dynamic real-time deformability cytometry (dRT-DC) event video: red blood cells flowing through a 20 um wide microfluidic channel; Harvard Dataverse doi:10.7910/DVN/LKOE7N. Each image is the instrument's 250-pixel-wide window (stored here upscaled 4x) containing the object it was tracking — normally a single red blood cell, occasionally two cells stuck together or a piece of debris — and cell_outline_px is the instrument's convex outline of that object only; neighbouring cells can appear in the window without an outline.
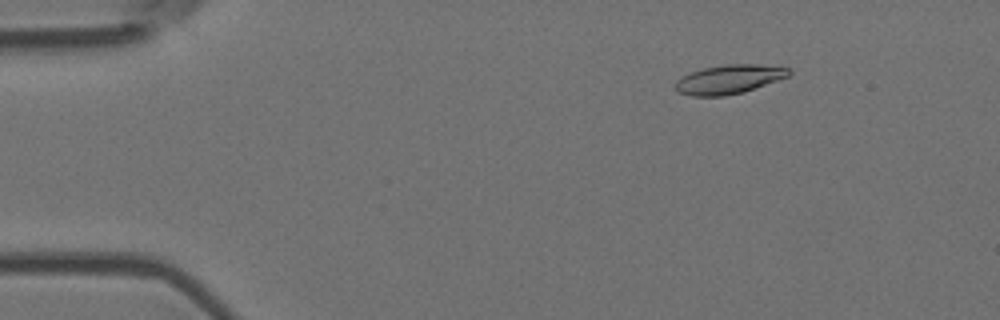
{"species": "Egyptian fruit bat (a non-hibernating species)", "species_latin": "Rousettus aegyptiacus", "temperature_condition": "room temperature", "stored_images_in_passage": 4, "segment_of_instrument_passage": [2, 2], "camera_frame_rate_fps": 3000, "um_per_image_px": 0.085, "animal": {"sex": "female"}, "frame": {"image": 1, "passage_image": 4, "time_ms": 1.0, "image_size_px": [1000, 320], "cell_outline_px": [[792, 72], [788, 76], [744, 92], [724, 96], [692, 96], [676, 92], [676, 80], [680, 76], [704, 68], [728, 64], [760, 64], [788, 68]], "centroid_in_image_um": [61.94, 6.74], "position_along_channel_um": 23.1, "area_um2": 19.13}}